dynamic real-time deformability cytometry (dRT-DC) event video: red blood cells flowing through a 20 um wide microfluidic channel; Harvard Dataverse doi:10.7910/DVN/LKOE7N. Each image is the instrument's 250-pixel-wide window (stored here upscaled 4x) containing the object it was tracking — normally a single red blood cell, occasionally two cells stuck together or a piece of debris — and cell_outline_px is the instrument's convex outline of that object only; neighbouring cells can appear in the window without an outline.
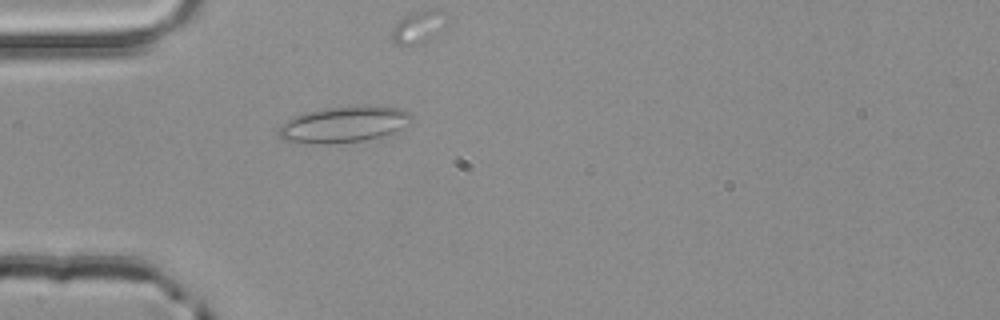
{"species": "common noctule bat (a hibernating species)", "species_latin": "Nyctalus noctula", "temperature_condition": "room temperature", "stored_images_in_passage": 5, "camera_frame_rate_fps": 3000, "um_per_image_px": 0.085, "animal": {"sex": "male", "body_mass_g": 20.4}, "frame": {"image": 1, "passage_image": 5, "time_ms": 1.333, "image_size_px": [1000, 320], "cell_outline_px": [[412, 116], [392, 136], [364, 140], [328, 144], [304, 144], [288, 140], [280, 136], [280, 128], [288, 120], [296, 116], [308, 112], [328, 108], [360, 104], [372, 104], [400, 108], [412, 112]], "centroid_in_image_um": [29.33, 10.56], "position_along_channel_um": 55.7, "area_um2": 28.15}}